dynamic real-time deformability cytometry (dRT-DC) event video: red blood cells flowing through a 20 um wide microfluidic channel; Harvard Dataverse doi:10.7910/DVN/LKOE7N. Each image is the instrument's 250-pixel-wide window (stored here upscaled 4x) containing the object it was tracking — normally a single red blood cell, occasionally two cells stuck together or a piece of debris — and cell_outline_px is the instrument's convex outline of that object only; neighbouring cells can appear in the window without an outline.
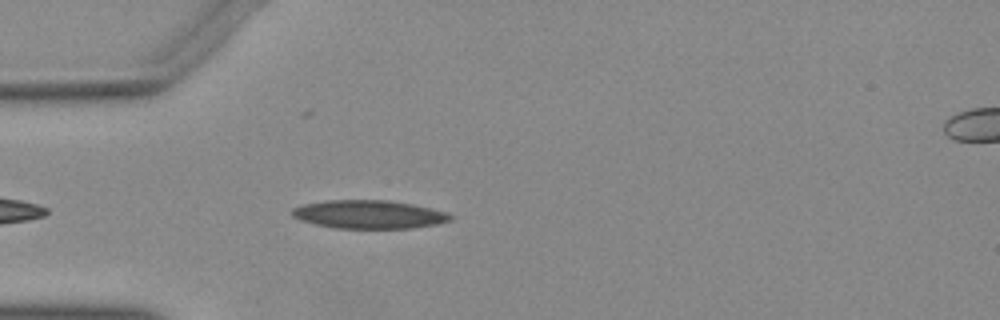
{"species": "Egyptian fruit bat (a non-hibernating species)", "species_latin": "Rousettus aegyptiacus", "temperature_condition": "warm", "stored_images_in_passage": 42, "camera_frame_rate_fps": 3000, "um_per_image_px": 0.085, "animal": {"sex": "female"}, "frame": {"image": 1, "passage_image": 4, "time_ms": 1.0, "image_size_px": [1000, 320], "cell_outline_px": [[452, 220], [436, 224], [412, 228], [336, 228], [316, 224], [292, 216], [292, 208], [304, 204], [328, 200], [388, 200], [412, 204], [444, 212], [452, 216]], "centroid_in_image_um": [31.36, 18.22], "position_along_channel_um": 53.6, "area_um2": 25.78}}
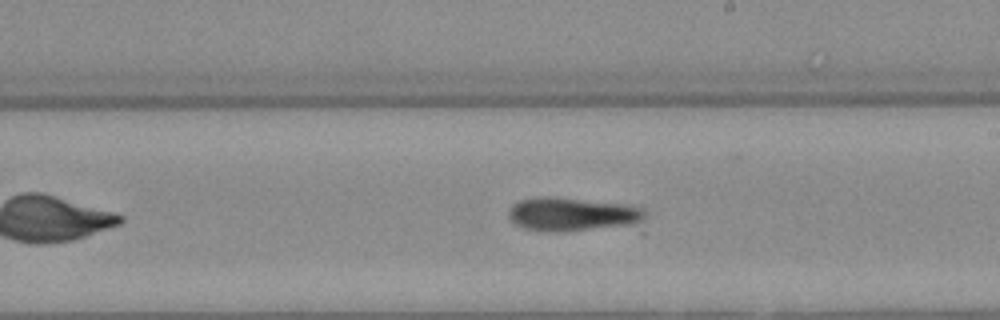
{"frame": {"image": 2, "passage_image": 19, "time_ms": 6.0, "image_size_px": [1000, 320], "cell_outline_px": [[644, 236], [552, 232], [524, 228], [516, 224], [508, 216], [508, 212], [512, 204], [520, 200], [540, 196], [548, 196], [616, 204], [644, 208]], "centroid_in_image_um": [49.08, 18.4], "position_along_channel_um": 239.9, "area_um2": 30.29}}
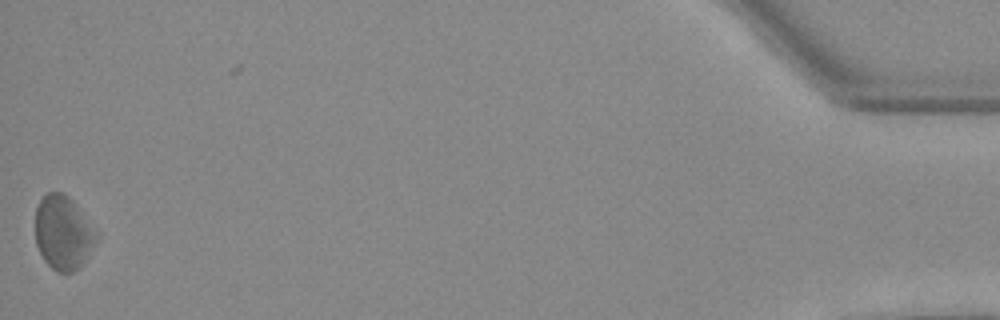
{"frame": {"image": 3, "passage_image": 41, "time_ms": 13.333, "image_size_px": [1000, 320], "cell_outline_px": [[100, 240], [84, 260], [72, 272], [56, 272], [44, 260], [36, 244], [36, 208], [40, 200], [48, 192], [60, 192], [72, 200], [100, 232]], "centroid_in_image_um": [5.42, 19.78], "position_along_channel_um": 429.8, "area_um2": 26.47}}